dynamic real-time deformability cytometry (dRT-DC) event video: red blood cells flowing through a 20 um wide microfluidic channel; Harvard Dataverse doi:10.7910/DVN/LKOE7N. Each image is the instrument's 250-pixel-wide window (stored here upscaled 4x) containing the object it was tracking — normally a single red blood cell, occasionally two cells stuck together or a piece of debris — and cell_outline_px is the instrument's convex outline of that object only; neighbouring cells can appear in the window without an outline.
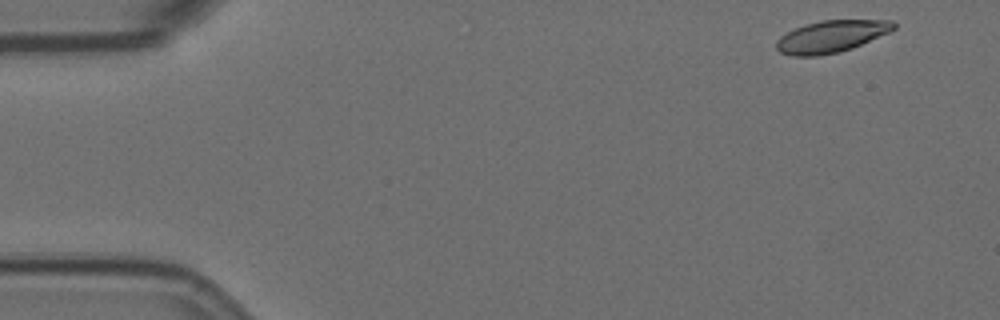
{"species": "Egyptian fruit bat (a non-hibernating species)", "species_latin": "Rousettus aegyptiacus", "temperature_condition": "room temperature", "stored_images_in_passage": 44, "camera_frame_rate_fps": 3000, "um_per_image_px": 0.085, "animal": {"sex": "female"}, "frame": {"image": 1, "passage_image": 2, "time_ms": 0.333, "image_size_px": [1000, 320], "cell_outline_px": [[896, 28], [888, 32], [852, 48], [840, 52], [816, 56], [792, 56], [780, 52], [776, 48], [776, 40], [780, 36], [804, 24], [824, 20], [892, 20], [896, 24]], "centroid_in_image_um": [70.63, 3.1], "position_along_channel_um": 14.4, "area_um2": 21.73}}
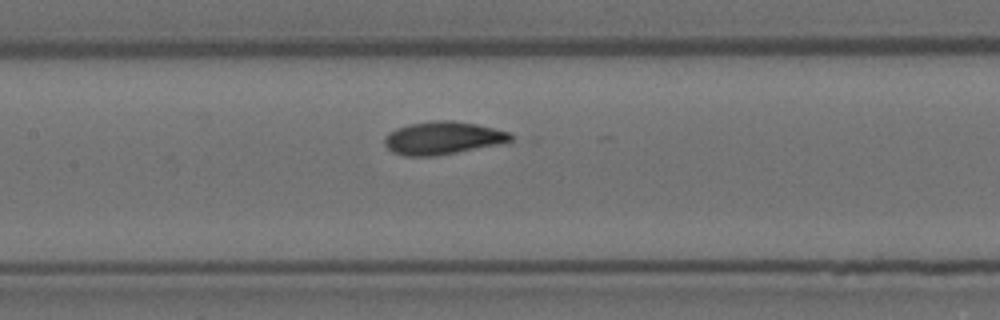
{"frame": {"image": 2, "passage_image": 25, "time_ms": 8.0, "image_size_px": [1000, 320], "cell_outline_px": [[512, 140], [496, 144], [456, 152], [432, 156], [404, 156], [392, 152], [384, 144], [384, 136], [388, 132], [396, 128], [408, 124], [432, 120], [452, 120], [476, 124], [508, 132], [512, 136]], "centroid_in_image_um": [37.54, 11.72], "position_along_channel_um": 169.9, "area_um2": 23.93}}
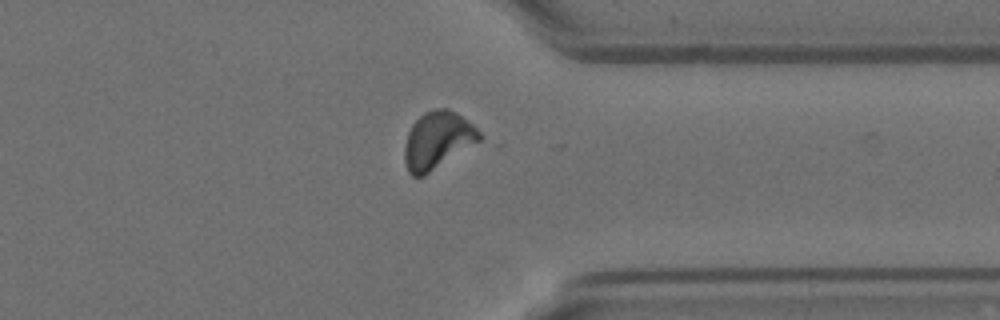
{"frame": {"image": 3, "passage_image": 43, "time_ms": 14.0, "image_size_px": [1000, 320], "cell_outline_px": [[484, 136], [480, 140], [424, 176], [412, 176], [408, 172], [404, 160], [404, 148], [408, 132], [412, 124], [424, 112], [436, 108], [448, 108], [456, 112], [472, 124]], "centroid_in_image_um": [37.17, 11.91], "position_along_channel_um": 374.2, "area_um2": 24.85}, "authors_computed_cell_mechanics": {"area_um2": 23.8425, "velocity_mm_per_s": 3.4769, "shape_relaxation_time_tau1_ms": 2.9546, "shape_relaxation_time_tau2_ms": 1.0674, "deformation_change_tau1": 0.1394, "deformation_change_tau2": 0.0556}}